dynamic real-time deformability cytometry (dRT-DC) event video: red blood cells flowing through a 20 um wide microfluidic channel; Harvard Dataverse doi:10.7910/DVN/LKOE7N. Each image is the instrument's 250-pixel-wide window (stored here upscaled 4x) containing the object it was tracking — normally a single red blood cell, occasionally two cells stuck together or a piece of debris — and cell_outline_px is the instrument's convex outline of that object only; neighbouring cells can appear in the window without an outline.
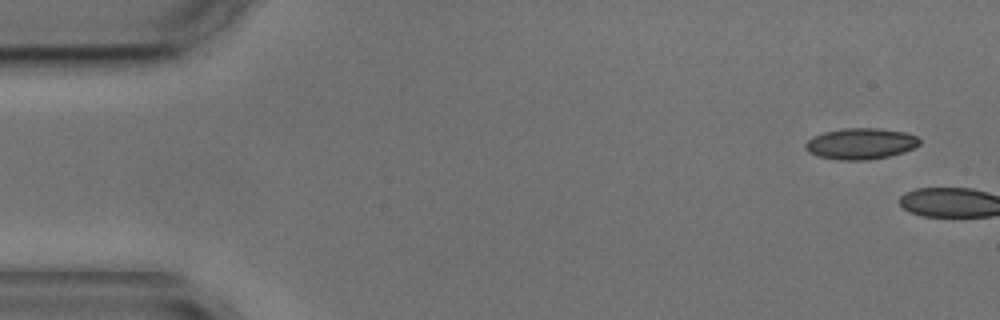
{"species": "common noctule bat (a hibernating species)", "species_latin": "Nyctalus noctula", "temperature_condition": "cold", "stored_images_in_passage": 10, "camera_frame_rate_fps": 3000, "um_per_image_px": 0.085, "animal": {"sex": "male", "body_mass_g": 17.9, "forearm_length_mm": 54.2}, "frame": {"image": 1, "passage_image": 1, "time_ms": 0.0, "image_size_px": [1000, 320], "cell_outline_px": [[920, 144], [904, 152], [888, 156], [868, 160], [840, 160], [816, 156], [808, 152], [804, 148], [804, 144], [812, 136], [824, 132], [844, 128], [880, 128], [904, 132], [916, 136], [920, 140]], "centroid_in_image_um": [73.12, 12.21], "position_along_channel_um": 11.9, "area_um2": 20.81}}